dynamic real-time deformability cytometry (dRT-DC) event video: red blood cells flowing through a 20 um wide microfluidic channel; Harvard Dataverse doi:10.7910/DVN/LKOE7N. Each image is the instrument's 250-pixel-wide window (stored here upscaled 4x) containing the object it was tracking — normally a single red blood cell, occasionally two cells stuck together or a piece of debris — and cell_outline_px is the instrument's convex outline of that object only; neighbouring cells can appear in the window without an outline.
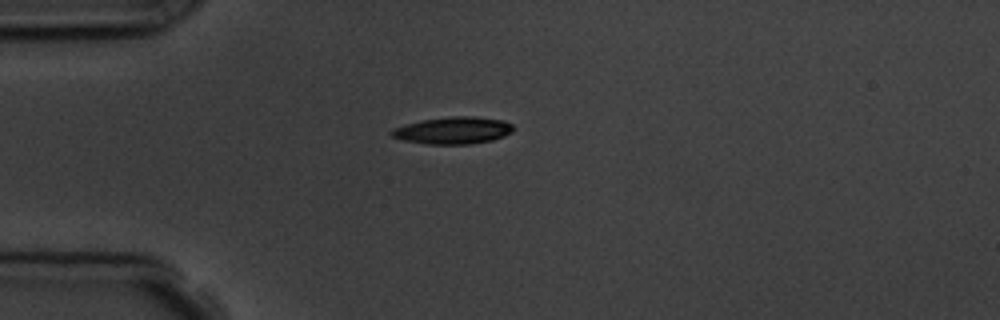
{"species": "common noctule bat (a hibernating species)", "species_latin": "Nyctalus noctula", "temperature_condition": "room temperature", "stored_images_in_passage": 6, "camera_frame_rate_fps": 3000, "um_per_image_px": 0.085, "animal": {"sex": "male", "body_mass_g": 19.5, "forearm_length_mm": 54.6}, "frame": {"image": 1, "passage_image": 1, "time_ms": 0.0, "image_size_px": [1000, 320], "cell_outline_px": [[516, 128], [512, 132], [504, 136], [492, 140], [468, 144], [424, 144], [404, 140], [392, 136], [388, 132], [392, 128], [404, 124], [424, 120], [452, 116], [476, 116], [504, 120], [512, 124]], "centroid_in_image_um": [38.53, 11.08], "position_along_channel_um": 46.5, "area_um2": 19.36}}
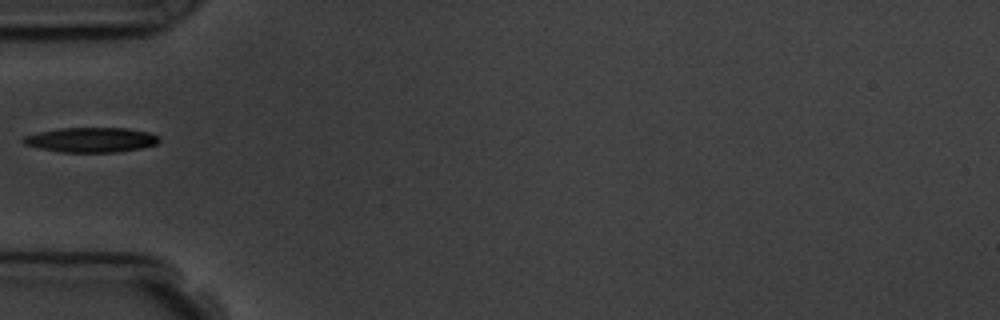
{"frame": {"image": 2, "passage_image": 2, "time_ms": 1.333, "image_size_px": [1000, 320], "cell_outline_px": [[160, 140], [156, 144], [140, 148], [116, 152], [60, 152], [40, 148], [24, 144], [20, 140], [24, 136], [40, 132], [60, 128], [124, 128], [148, 132], [160, 136]], "centroid_in_image_um": [7.74, 11.88], "position_along_channel_um": 77.3, "area_um2": 19.54}}